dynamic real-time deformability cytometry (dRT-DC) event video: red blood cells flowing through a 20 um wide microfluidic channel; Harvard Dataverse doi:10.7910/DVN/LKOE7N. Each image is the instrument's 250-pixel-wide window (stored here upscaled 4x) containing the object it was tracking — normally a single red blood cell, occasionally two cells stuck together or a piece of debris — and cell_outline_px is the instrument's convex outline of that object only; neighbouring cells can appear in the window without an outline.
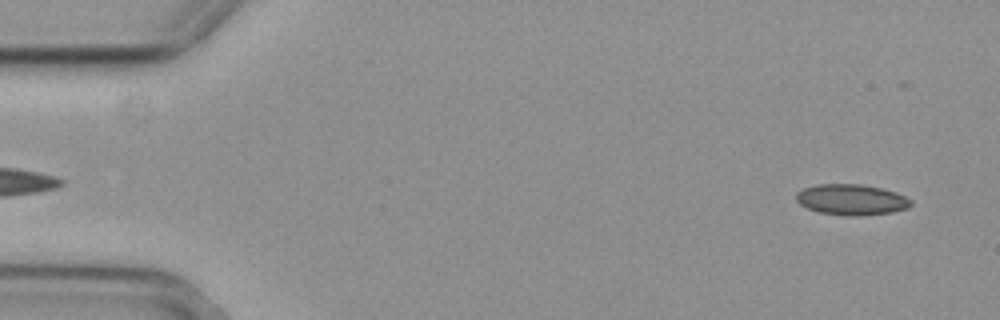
{"species": "common noctule bat (a hibernating species)", "species_latin": "Nyctalus noctula", "temperature_condition": "cold", "stored_images_in_passage": 50, "camera_frame_rate_fps": 3000, "um_per_image_px": 0.085, "animal": {"sex": "female", "body_mass_g": 29.2, "forearm_length_mm": 56.3}, "frame": {"image": 1, "passage_image": 3, "time_ms": 0.667, "image_size_px": [1000, 320], "cell_outline_px": [[912, 204], [908, 208], [892, 212], [860, 216], [852, 216], [820, 212], [808, 208], [800, 204], [796, 200], [796, 192], [804, 188], [816, 184], [860, 184], [880, 188], [896, 192], [912, 200]], "centroid_in_image_um": [72.38, 16.96], "position_along_channel_um": 12.6, "area_um2": 20.52}}
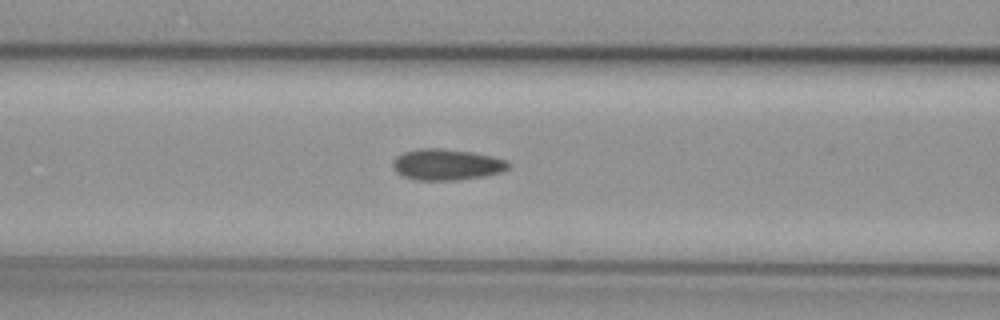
{"frame": {"image": 2, "passage_image": 22, "time_ms": 7.0, "image_size_px": [1000, 320], "cell_outline_px": [[512, 164], [508, 168], [500, 172], [484, 176], [460, 180], [416, 180], [404, 176], [396, 172], [392, 168], [392, 160], [396, 156], [404, 152], [420, 148], [440, 148], [472, 152], [492, 156], [504, 160]], "centroid_in_image_um": [37.94, 13.99], "position_along_channel_um": 128.7, "area_um2": 21.04}}
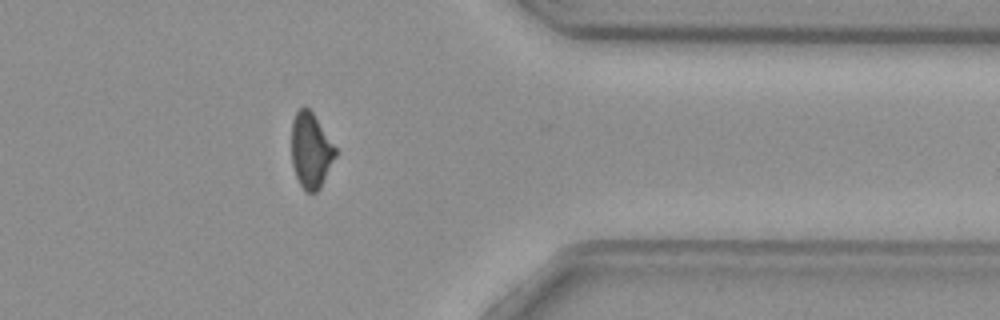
{"frame": {"image": 3, "passage_image": 44, "time_ms": 14.333, "image_size_px": [1000, 320], "cell_outline_px": [[336, 156], [320, 188], [316, 192], [304, 192], [296, 176], [292, 164], [292, 120], [296, 112], [300, 108], [308, 108], [312, 112], [336, 148]], "centroid_in_image_um": [26.41, 12.81], "position_along_channel_um": 385.0, "area_um2": 19.07}, "authors_computed_cell_mechanics": {"area_um2": 20.4901, "velocity_mm_per_s": 3.7031, "shape_relaxation_time_tau1_ms": 6.9529, "shape_relaxation_time_tau2_ms": 3.3323, "deformation_change_tau1": 0.1238, "deformation_change_tau2": 0.0763}}